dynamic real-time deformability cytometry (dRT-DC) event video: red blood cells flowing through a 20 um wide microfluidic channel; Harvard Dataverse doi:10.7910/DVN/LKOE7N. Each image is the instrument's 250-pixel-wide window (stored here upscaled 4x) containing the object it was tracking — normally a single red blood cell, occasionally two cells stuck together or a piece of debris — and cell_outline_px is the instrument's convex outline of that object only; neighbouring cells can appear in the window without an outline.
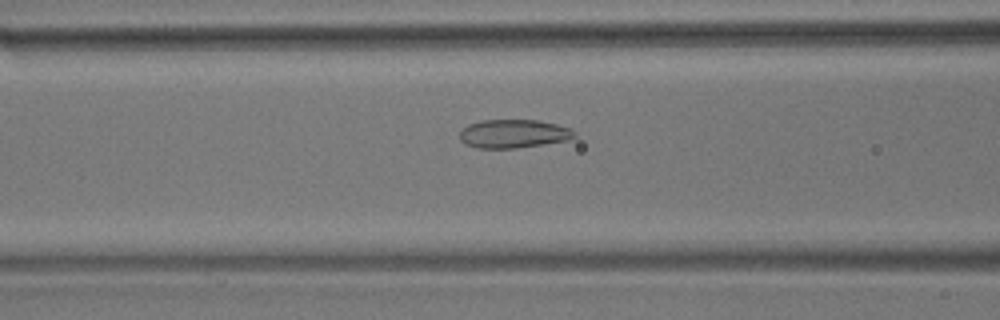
{"species": "common noctule bat (a hibernating species)", "species_latin": "Nyctalus noctula", "temperature_condition": "room temperature", "stored_images_in_passage": 55, "camera_frame_rate_fps": 3000, "um_per_image_px": 0.085, "animal": {"sex": "male", "body_mass_g": 17.9}, "frame": {"image": 1, "passage_image": 22, "time_ms": 7.0, "image_size_px": [1000, 320], "cell_outline_px": [[576, 136], [568, 140], [544, 144], [516, 148], [476, 148], [464, 144], [460, 140], [460, 132], [468, 124], [480, 120], [536, 120], [556, 124], [572, 128], [576, 132]], "centroid_in_image_um": [43.65, 11.37], "position_along_channel_um": 122.9, "area_um2": 19.19}}
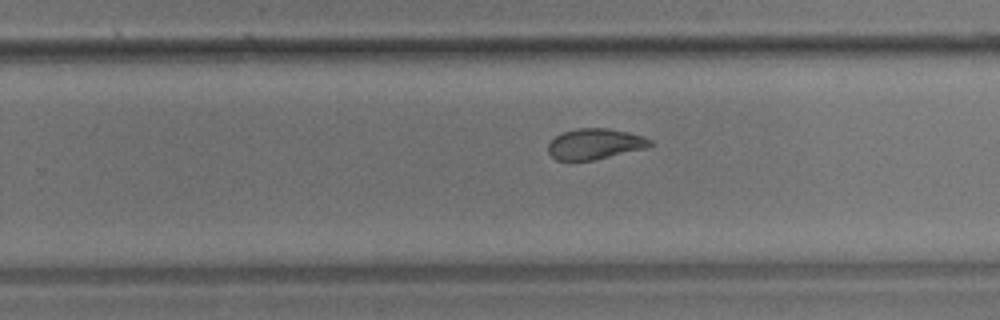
{"frame": {"image": 2, "passage_image": 35, "time_ms": 11.333, "image_size_px": [1000, 320], "cell_outline_px": [[652, 144], [648, 148], [592, 160], [556, 160], [548, 152], [548, 144], [556, 136], [564, 132], [576, 128], [608, 128], [628, 132], [644, 136], [652, 140]], "centroid_in_image_um": [50.6, 12.23], "position_along_channel_um": 279.2, "area_um2": 18.21}}
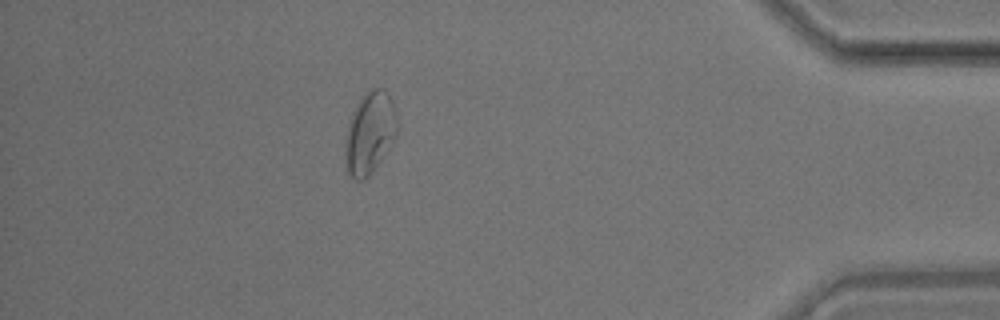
{"frame": {"image": 3, "passage_image": 49, "time_ms": 16.0, "image_size_px": [1000, 320], "cell_outline_px": [[396, 136], [372, 172], [364, 180], [356, 180], [348, 172], [344, 160], [344, 152], [348, 124], [364, 92], [372, 88], [384, 88], [396, 112]], "centroid_in_image_um": [31.41, 11.31], "position_along_channel_um": 403.8, "area_um2": 24.28}, "authors_computed_cell_mechanics": {"area_um2": 21.9062, "velocity_mm_per_s": 3.6179, "shape_relaxation_time_tau1_ms": 7.805, "shape_relaxation_time_tau2_ms": 2.4723, "deformation_change_tau1": 0.1266, "deformation_change_tau2": 0.0662}}